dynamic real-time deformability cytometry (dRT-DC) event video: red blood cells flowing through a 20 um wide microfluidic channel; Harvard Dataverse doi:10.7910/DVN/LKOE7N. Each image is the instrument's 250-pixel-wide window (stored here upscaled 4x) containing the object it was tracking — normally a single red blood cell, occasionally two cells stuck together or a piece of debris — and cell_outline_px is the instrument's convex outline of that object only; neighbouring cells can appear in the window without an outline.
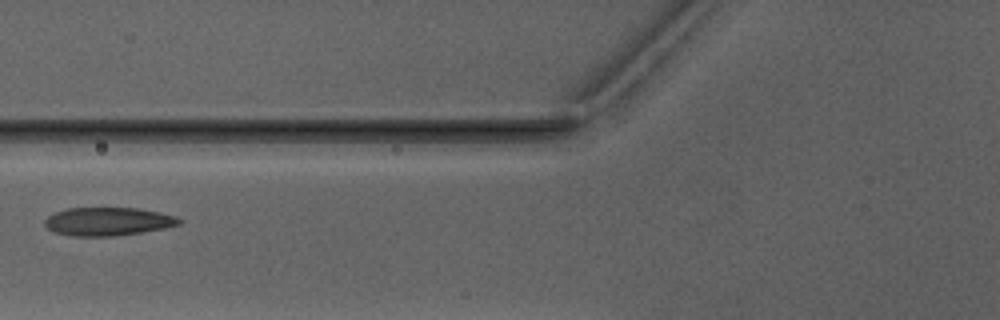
{"species": "Egyptian fruit bat (a non-hibernating species)", "species_latin": "Rousettus aegyptiacus", "temperature_condition": "warm", "stored_images_in_passage": 7, "camera_frame_rate_fps": 3000, "um_per_image_px": 0.085, "animal": {"sex": "male"}, "frame": {"image": 1, "passage_image": 7, "time_ms": 7.333, "image_size_px": [1000, 320], "cell_outline_px": [[184, 220], [180, 224], [164, 228], [140, 232], [112, 236], [76, 236], [56, 232], [48, 228], [44, 224], [44, 220], [48, 216], [56, 212], [68, 208], [140, 208], [160, 212], [176, 216]], "centroid_in_image_um": [9.21, 18.81], "position_along_channel_um": 116.6, "area_um2": 22.02}}